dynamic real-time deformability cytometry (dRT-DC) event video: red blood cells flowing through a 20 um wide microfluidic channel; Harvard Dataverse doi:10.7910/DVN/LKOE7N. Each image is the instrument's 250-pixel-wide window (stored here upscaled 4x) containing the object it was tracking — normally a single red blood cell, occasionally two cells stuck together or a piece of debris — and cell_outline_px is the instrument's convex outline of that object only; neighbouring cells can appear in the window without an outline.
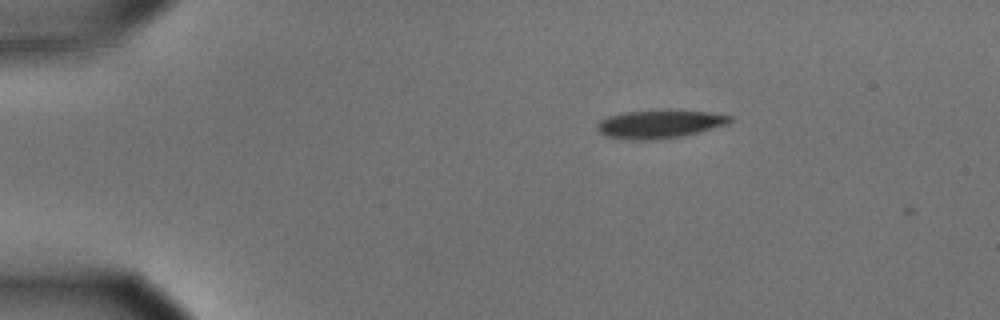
{"species": "common noctule bat (a hibernating species)", "species_latin": "Nyctalus noctula", "temperature_condition": "cold", "stored_images_in_passage": 3, "camera_frame_rate_fps": 3000, "um_per_image_px": 0.085, "animal": {"sex": "male", "body_mass_g": 15.6}, "frame": {"image": 1, "passage_image": 2, "time_ms": 0.333, "image_size_px": [1000, 320], "cell_outline_px": [[732, 120], [724, 124], [696, 132], [680, 136], [652, 140], [640, 140], [604, 136], [596, 128], [596, 124], [600, 120], [608, 116], [624, 112], [708, 112], [732, 116]], "centroid_in_image_um": [55.96, 10.57], "position_along_channel_um": 29.0, "area_um2": 20.75}}